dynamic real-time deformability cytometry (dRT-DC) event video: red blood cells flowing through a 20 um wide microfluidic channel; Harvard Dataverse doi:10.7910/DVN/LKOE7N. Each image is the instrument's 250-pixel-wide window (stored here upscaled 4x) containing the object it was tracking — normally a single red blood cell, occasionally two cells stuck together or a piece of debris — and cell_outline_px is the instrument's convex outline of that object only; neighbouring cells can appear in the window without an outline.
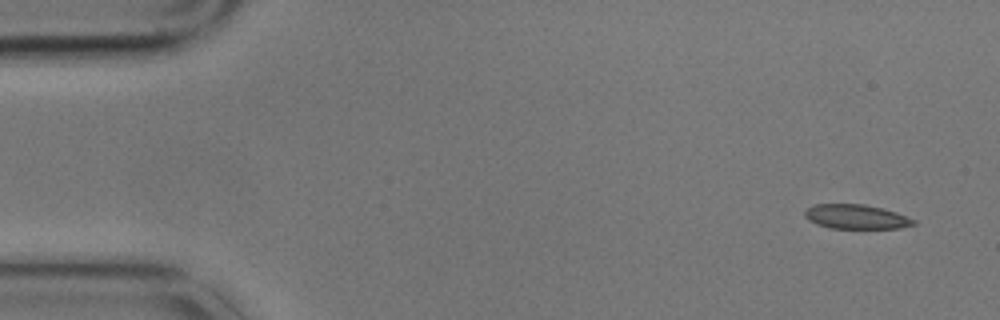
{"species": "common noctule bat (a hibernating species)", "species_latin": "Nyctalus noctula", "temperature_condition": "cold", "stored_images_in_passage": 3, "camera_frame_rate_fps": 3000, "um_per_image_px": 0.085, "animal": {"sex": "male", "body_mass_g": 17.9}, "frame": {"image": 1, "passage_image": 1, "time_ms": 0.0, "image_size_px": [1000, 320], "cell_outline_px": [[916, 224], [900, 228], [828, 228], [816, 224], [808, 220], [804, 216], [804, 208], [816, 204], [864, 204], [884, 208], [896, 212], [916, 220]], "centroid_in_image_um": [72.74, 18.42], "position_along_channel_um": 12.3, "area_um2": 15.66}}